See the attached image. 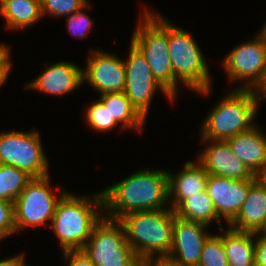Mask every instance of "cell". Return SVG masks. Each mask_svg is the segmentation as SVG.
<instances>
[{"label":"cell","instance_id":"6da1fadb","mask_svg":"<svg viewBox=\"0 0 266 266\" xmlns=\"http://www.w3.org/2000/svg\"><path fill=\"white\" fill-rule=\"evenodd\" d=\"M102 194L106 217L114 220L133 212L164 209L166 202L170 203L168 172L140 170L104 189Z\"/></svg>","mask_w":266,"mask_h":266},{"label":"cell","instance_id":"7a4b0ae2","mask_svg":"<svg viewBox=\"0 0 266 266\" xmlns=\"http://www.w3.org/2000/svg\"><path fill=\"white\" fill-rule=\"evenodd\" d=\"M102 206V192L93 197H77L66 192L61 197L51 220V227L61 243L63 252L83 249L93 228L102 219L97 213L99 210L103 211Z\"/></svg>","mask_w":266,"mask_h":266},{"label":"cell","instance_id":"3957f363","mask_svg":"<svg viewBox=\"0 0 266 266\" xmlns=\"http://www.w3.org/2000/svg\"><path fill=\"white\" fill-rule=\"evenodd\" d=\"M174 218V211L164 208L133 212L119 221L124 227L127 243L144 262L153 258L156 252V256H168L173 241Z\"/></svg>","mask_w":266,"mask_h":266},{"label":"cell","instance_id":"277c9868","mask_svg":"<svg viewBox=\"0 0 266 266\" xmlns=\"http://www.w3.org/2000/svg\"><path fill=\"white\" fill-rule=\"evenodd\" d=\"M258 95V96H257ZM262 97L258 91L234 89L214 106L202 125V141L227 140L250 130Z\"/></svg>","mask_w":266,"mask_h":266},{"label":"cell","instance_id":"5b68a950","mask_svg":"<svg viewBox=\"0 0 266 266\" xmlns=\"http://www.w3.org/2000/svg\"><path fill=\"white\" fill-rule=\"evenodd\" d=\"M134 30L131 42L146 58L153 77L175 97V76L168 49L167 20L145 11Z\"/></svg>","mask_w":266,"mask_h":266},{"label":"cell","instance_id":"8992f818","mask_svg":"<svg viewBox=\"0 0 266 266\" xmlns=\"http://www.w3.org/2000/svg\"><path fill=\"white\" fill-rule=\"evenodd\" d=\"M168 49L175 76V94L180 80L186 87L200 94L210 92V76L204 57L196 41L181 28L167 21ZM178 79V80H177Z\"/></svg>","mask_w":266,"mask_h":266},{"label":"cell","instance_id":"52a82bcc","mask_svg":"<svg viewBox=\"0 0 266 266\" xmlns=\"http://www.w3.org/2000/svg\"><path fill=\"white\" fill-rule=\"evenodd\" d=\"M53 195L49 176L33 177L14 202V225L16 231L45 224L52 220L58 202L65 194Z\"/></svg>","mask_w":266,"mask_h":266},{"label":"cell","instance_id":"ba28073f","mask_svg":"<svg viewBox=\"0 0 266 266\" xmlns=\"http://www.w3.org/2000/svg\"><path fill=\"white\" fill-rule=\"evenodd\" d=\"M38 132L0 133V164L26 171L32 177L48 175V160Z\"/></svg>","mask_w":266,"mask_h":266},{"label":"cell","instance_id":"9c48e42d","mask_svg":"<svg viewBox=\"0 0 266 266\" xmlns=\"http://www.w3.org/2000/svg\"><path fill=\"white\" fill-rule=\"evenodd\" d=\"M223 67L231 81L248 80V85L237 89L259 91L266 79V41L259 35L243 43L225 58Z\"/></svg>","mask_w":266,"mask_h":266},{"label":"cell","instance_id":"30bf717a","mask_svg":"<svg viewBox=\"0 0 266 266\" xmlns=\"http://www.w3.org/2000/svg\"><path fill=\"white\" fill-rule=\"evenodd\" d=\"M126 84L124 93L132 106L145 119L150 102L157 89L163 91L170 100L174 98L153 77L146 58L131 42L128 60L124 61Z\"/></svg>","mask_w":266,"mask_h":266},{"label":"cell","instance_id":"8fae6325","mask_svg":"<svg viewBox=\"0 0 266 266\" xmlns=\"http://www.w3.org/2000/svg\"><path fill=\"white\" fill-rule=\"evenodd\" d=\"M82 252L96 265L99 260L139 259L127 243L122 223L105 217L95 225Z\"/></svg>","mask_w":266,"mask_h":266},{"label":"cell","instance_id":"7c38bea8","mask_svg":"<svg viewBox=\"0 0 266 266\" xmlns=\"http://www.w3.org/2000/svg\"><path fill=\"white\" fill-rule=\"evenodd\" d=\"M84 79L100 93L123 92L126 84L124 60L103 51L91 50Z\"/></svg>","mask_w":266,"mask_h":266},{"label":"cell","instance_id":"4fadbf2b","mask_svg":"<svg viewBox=\"0 0 266 266\" xmlns=\"http://www.w3.org/2000/svg\"><path fill=\"white\" fill-rule=\"evenodd\" d=\"M257 180H236L209 174L206 191L213 201L218 217H223L229 224L239 213L250 187Z\"/></svg>","mask_w":266,"mask_h":266},{"label":"cell","instance_id":"5bb4252c","mask_svg":"<svg viewBox=\"0 0 266 266\" xmlns=\"http://www.w3.org/2000/svg\"><path fill=\"white\" fill-rule=\"evenodd\" d=\"M205 227L207 225L175 216L168 256L184 266H198L204 242L210 236L205 233Z\"/></svg>","mask_w":266,"mask_h":266},{"label":"cell","instance_id":"9a60e30c","mask_svg":"<svg viewBox=\"0 0 266 266\" xmlns=\"http://www.w3.org/2000/svg\"><path fill=\"white\" fill-rule=\"evenodd\" d=\"M210 144L198 156V162L208 174L236 179H259L230 149L226 140H210Z\"/></svg>","mask_w":266,"mask_h":266},{"label":"cell","instance_id":"2e32d148","mask_svg":"<svg viewBox=\"0 0 266 266\" xmlns=\"http://www.w3.org/2000/svg\"><path fill=\"white\" fill-rule=\"evenodd\" d=\"M37 79L25 87L47 94L65 95L83 83L82 69L71 62H58L47 67Z\"/></svg>","mask_w":266,"mask_h":266},{"label":"cell","instance_id":"e0dca14e","mask_svg":"<svg viewBox=\"0 0 266 266\" xmlns=\"http://www.w3.org/2000/svg\"><path fill=\"white\" fill-rule=\"evenodd\" d=\"M253 126L250 130L228 138L231 151L248 169L259 176L266 168V136L263 130Z\"/></svg>","mask_w":266,"mask_h":266},{"label":"cell","instance_id":"ac0fdd59","mask_svg":"<svg viewBox=\"0 0 266 266\" xmlns=\"http://www.w3.org/2000/svg\"><path fill=\"white\" fill-rule=\"evenodd\" d=\"M197 163L186 162L184 170H181L176 176L168 172V199H171L168 201L172 202V210L185 198L201 194L206 190L209 174L199 162Z\"/></svg>","mask_w":266,"mask_h":266},{"label":"cell","instance_id":"d6986e66","mask_svg":"<svg viewBox=\"0 0 266 266\" xmlns=\"http://www.w3.org/2000/svg\"><path fill=\"white\" fill-rule=\"evenodd\" d=\"M266 224V186L258 179L251 187L237 216L229 223L236 231L259 232Z\"/></svg>","mask_w":266,"mask_h":266},{"label":"cell","instance_id":"ffe728a7","mask_svg":"<svg viewBox=\"0 0 266 266\" xmlns=\"http://www.w3.org/2000/svg\"><path fill=\"white\" fill-rule=\"evenodd\" d=\"M229 266H255V232L236 231L230 227L226 232L219 224Z\"/></svg>","mask_w":266,"mask_h":266},{"label":"cell","instance_id":"44dd1931","mask_svg":"<svg viewBox=\"0 0 266 266\" xmlns=\"http://www.w3.org/2000/svg\"><path fill=\"white\" fill-rule=\"evenodd\" d=\"M0 13L9 29L26 28L42 18L41 0H3Z\"/></svg>","mask_w":266,"mask_h":266},{"label":"cell","instance_id":"7402d4cb","mask_svg":"<svg viewBox=\"0 0 266 266\" xmlns=\"http://www.w3.org/2000/svg\"><path fill=\"white\" fill-rule=\"evenodd\" d=\"M108 109L111 118L124 128H134L142 132L144 119L132 106L124 92L106 93L101 95L99 100Z\"/></svg>","mask_w":266,"mask_h":266},{"label":"cell","instance_id":"603a6c76","mask_svg":"<svg viewBox=\"0 0 266 266\" xmlns=\"http://www.w3.org/2000/svg\"><path fill=\"white\" fill-rule=\"evenodd\" d=\"M173 211L177 217L204 225H209L213 219L221 221L206 190L201 194L185 198Z\"/></svg>","mask_w":266,"mask_h":266},{"label":"cell","instance_id":"cb8c5ba5","mask_svg":"<svg viewBox=\"0 0 266 266\" xmlns=\"http://www.w3.org/2000/svg\"><path fill=\"white\" fill-rule=\"evenodd\" d=\"M32 178L24 170L0 164V200L14 203Z\"/></svg>","mask_w":266,"mask_h":266},{"label":"cell","instance_id":"d4e9b609","mask_svg":"<svg viewBox=\"0 0 266 266\" xmlns=\"http://www.w3.org/2000/svg\"><path fill=\"white\" fill-rule=\"evenodd\" d=\"M198 266H229L222 238L210 235L204 242Z\"/></svg>","mask_w":266,"mask_h":266},{"label":"cell","instance_id":"484cf974","mask_svg":"<svg viewBox=\"0 0 266 266\" xmlns=\"http://www.w3.org/2000/svg\"><path fill=\"white\" fill-rule=\"evenodd\" d=\"M85 114L89 126L99 132L109 131L117 126V123L111 118L108 109H105L99 100L92 103Z\"/></svg>","mask_w":266,"mask_h":266},{"label":"cell","instance_id":"4316f807","mask_svg":"<svg viewBox=\"0 0 266 266\" xmlns=\"http://www.w3.org/2000/svg\"><path fill=\"white\" fill-rule=\"evenodd\" d=\"M87 0H41L42 15L64 16L77 12L87 4Z\"/></svg>","mask_w":266,"mask_h":266},{"label":"cell","instance_id":"83f0119b","mask_svg":"<svg viewBox=\"0 0 266 266\" xmlns=\"http://www.w3.org/2000/svg\"><path fill=\"white\" fill-rule=\"evenodd\" d=\"M86 7H89V3H87L83 8L79 9L77 12L71 13V15L67 17L68 30L73 36L85 37L91 29L93 24L92 20L83 11Z\"/></svg>","mask_w":266,"mask_h":266},{"label":"cell","instance_id":"f1b7e54d","mask_svg":"<svg viewBox=\"0 0 266 266\" xmlns=\"http://www.w3.org/2000/svg\"><path fill=\"white\" fill-rule=\"evenodd\" d=\"M15 232L14 203L0 200V241Z\"/></svg>","mask_w":266,"mask_h":266},{"label":"cell","instance_id":"f546056e","mask_svg":"<svg viewBox=\"0 0 266 266\" xmlns=\"http://www.w3.org/2000/svg\"><path fill=\"white\" fill-rule=\"evenodd\" d=\"M255 235L258 236L255 242V266H266V234L259 231Z\"/></svg>","mask_w":266,"mask_h":266},{"label":"cell","instance_id":"4dcf8cb0","mask_svg":"<svg viewBox=\"0 0 266 266\" xmlns=\"http://www.w3.org/2000/svg\"><path fill=\"white\" fill-rule=\"evenodd\" d=\"M66 261H70L68 266H96L82 250L64 251Z\"/></svg>","mask_w":266,"mask_h":266},{"label":"cell","instance_id":"1f68e13d","mask_svg":"<svg viewBox=\"0 0 266 266\" xmlns=\"http://www.w3.org/2000/svg\"><path fill=\"white\" fill-rule=\"evenodd\" d=\"M96 266H142L140 259L99 260Z\"/></svg>","mask_w":266,"mask_h":266},{"label":"cell","instance_id":"d6a6232c","mask_svg":"<svg viewBox=\"0 0 266 266\" xmlns=\"http://www.w3.org/2000/svg\"><path fill=\"white\" fill-rule=\"evenodd\" d=\"M142 262V266H184L169 256H157Z\"/></svg>","mask_w":266,"mask_h":266},{"label":"cell","instance_id":"836d02e7","mask_svg":"<svg viewBox=\"0 0 266 266\" xmlns=\"http://www.w3.org/2000/svg\"><path fill=\"white\" fill-rule=\"evenodd\" d=\"M9 47L5 46V45H1L0 44V64H11V62L9 61Z\"/></svg>","mask_w":266,"mask_h":266},{"label":"cell","instance_id":"e575fe53","mask_svg":"<svg viewBox=\"0 0 266 266\" xmlns=\"http://www.w3.org/2000/svg\"><path fill=\"white\" fill-rule=\"evenodd\" d=\"M24 258V254L13 256L8 259L0 260V266H17L18 262Z\"/></svg>","mask_w":266,"mask_h":266},{"label":"cell","instance_id":"d590c367","mask_svg":"<svg viewBox=\"0 0 266 266\" xmlns=\"http://www.w3.org/2000/svg\"><path fill=\"white\" fill-rule=\"evenodd\" d=\"M11 70V64H0V86L6 81Z\"/></svg>","mask_w":266,"mask_h":266},{"label":"cell","instance_id":"8d00e7d4","mask_svg":"<svg viewBox=\"0 0 266 266\" xmlns=\"http://www.w3.org/2000/svg\"><path fill=\"white\" fill-rule=\"evenodd\" d=\"M258 177L261 180V182L266 186V168Z\"/></svg>","mask_w":266,"mask_h":266},{"label":"cell","instance_id":"74e56055","mask_svg":"<svg viewBox=\"0 0 266 266\" xmlns=\"http://www.w3.org/2000/svg\"><path fill=\"white\" fill-rule=\"evenodd\" d=\"M258 93L260 94V93H262L263 94V98H266V79H265V81H264V85H263V87L258 91Z\"/></svg>","mask_w":266,"mask_h":266},{"label":"cell","instance_id":"f35d334b","mask_svg":"<svg viewBox=\"0 0 266 266\" xmlns=\"http://www.w3.org/2000/svg\"><path fill=\"white\" fill-rule=\"evenodd\" d=\"M260 33L264 36L265 41H266V22H265V24H264L262 30L260 31Z\"/></svg>","mask_w":266,"mask_h":266},{"label":"cell","instance_id":"ab89813d","mask_svg":"<svg viewBox=\"0 0 266 266\" xmlns=\"http://www.w3.org/2000/svg\"><path fill=\"white\" fill-rule=\"evenodd\" d=\"M23 260H24V258H22V259L18 262L17 266H28L27 264H25V262H24Z\"/></svg>","mask_w":266,"mask_h":266},{"label":"cell","instance_id":"60d3db41","mask_svg":"<svg viewBox=\"0 0 266 266\" xmlns=\"http://www.w3.org/2000/svg\"><path fill=\"white\" fill-rule=\"evenodd\" d=\"M260 232L266 234V224H265V226L263 227V229Z\"/></svg>","mask_w":266,"mask_h":266}]
</instances>
